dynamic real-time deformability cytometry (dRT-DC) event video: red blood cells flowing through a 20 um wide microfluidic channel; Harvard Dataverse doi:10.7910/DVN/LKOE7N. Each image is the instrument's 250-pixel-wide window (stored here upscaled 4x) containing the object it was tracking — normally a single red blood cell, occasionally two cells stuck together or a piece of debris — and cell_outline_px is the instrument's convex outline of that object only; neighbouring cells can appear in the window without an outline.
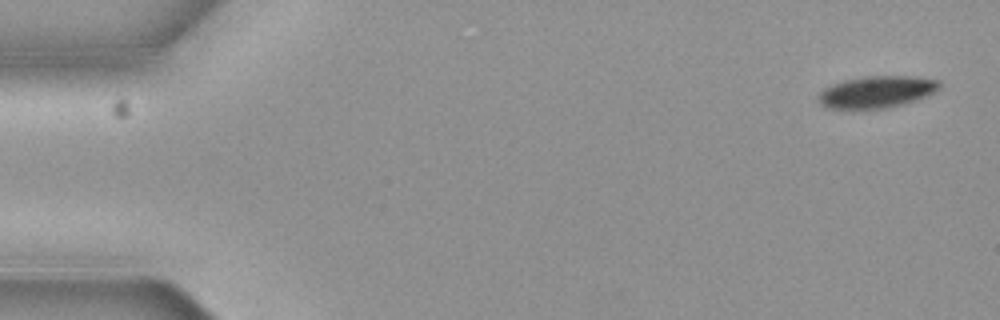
{"species": "common noctule bat (a hibernating species)", "species_latin": "Nyctalus noctula", "temperature_condition": "cold", "stored_images_in_passage": 5, "camera_frame_rate_fps": 3000, "um_per_image_px": 0.085, "animal": {"sex": "female", "body_mass_g": 19.3, "forearm_length_mm": 54.1}, "frame": {"image": 1, "passage_image": 1, "time_ms": 0.0, "image_size_px": [1000, 320], "cell_outline_px": [[940, 84], [932, 92], [916, 100], [904, 104], [888, 108], [828, 108], [820, 104], [816, 96], [824, 88], [832, 84], [844, 80], [868, 76], [904, 76], [936, 80]], "centroid_in_image_um": [74.43, 7.82], "position_along_channel_um": 10.6, "area_um2": 22.02}}
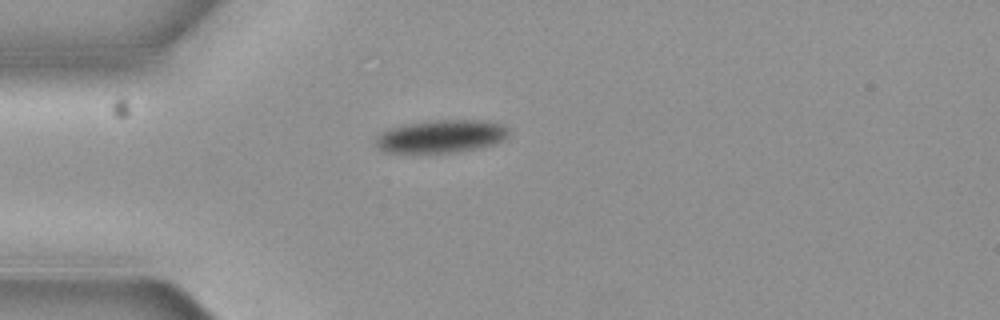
{"frame": {"image": 2, "passage_image": 5, "time_ms": 1.333, "image_size_px": [1000, 320], "cell_outline_px": [[508, 136], [504, 140], [492, 144], [476, 148], [452, 152], [384, 152], [376, 144], [376, 136], [380, 132], [388, 128], [404, 124], [432, 120], [484, 120], [500, 124], [508, 128]], "centroid_in_image_um": [37.47, 11.57], "position_along_channel_um": 47.5, "area_um2": 25.32}}